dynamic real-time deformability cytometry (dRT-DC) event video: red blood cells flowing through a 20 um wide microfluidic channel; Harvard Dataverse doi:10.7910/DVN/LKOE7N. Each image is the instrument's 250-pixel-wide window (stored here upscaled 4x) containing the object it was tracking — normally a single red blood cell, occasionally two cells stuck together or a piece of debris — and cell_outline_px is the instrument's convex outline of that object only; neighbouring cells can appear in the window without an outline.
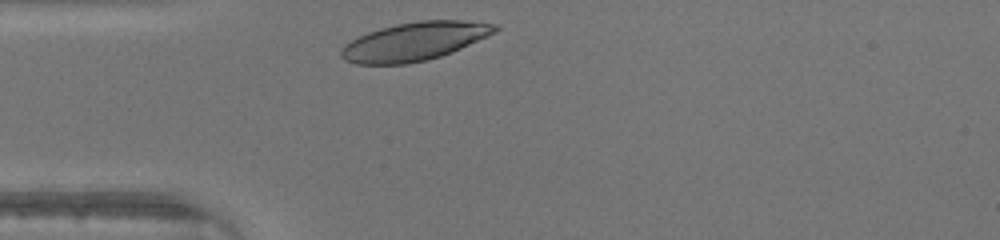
{"species": "human", "species_latin": "Homo sapiens", "temperature_condition": "warm", "stored_images_in_passage": 24, "camera_frame_rate_fps": 3000, "um_per_image_px": 0.085, "donor": {"sex": "male"}, "frame": {"image": 1, "passage_image": 1, "time_ms": 0.0, "image_size_px": [1000, 240], "cell_outline_px": [[500, 28], [496, 32], [488, 36], [452, 52], [428, 60], [408, 64], [356, 64], [344, 60], [340, 56], [340, 48], [348, 40], [368, 32], [380, 28], [396, 24], [420, 20], [460, 20], [496, 24]], "centroid_in_image_um": [35.19, 3.52], "position_along_channel_um": 49.8, "area_um2": 34.62}}
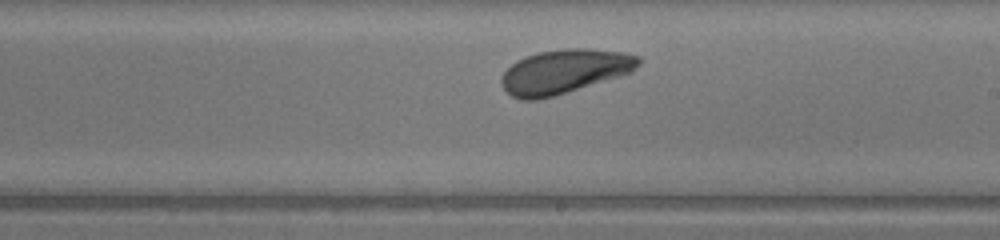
{"frame": {"image": 2, "passage_image": 15, "time_ms": 4.667, "image_size_px": [1000, 240], "cell_outline_px": [[640, 64], [632, 72], [620, 76], [552, 96], [536, 100], [520, 100], [512, 96], [504, 88], [500, 80], [504, 72], [516, 60], [540, 52], [564, 48], [588, 48], [624, 52], [640, 56]], "centroid_in_image_um": [47.99, 6.06], "position_along_channel_um": 241.0, "area_um2": 35.03}}
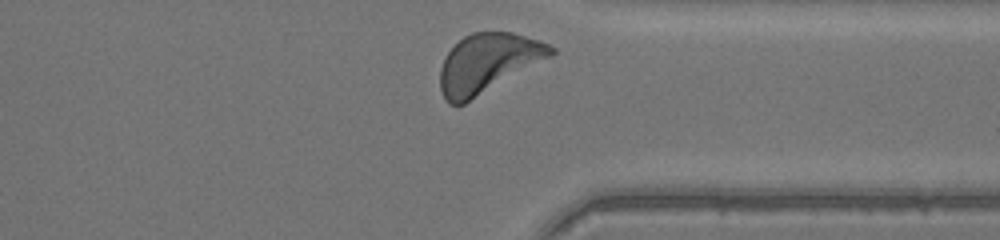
{"frame": {"image": 3, "passage_image": 24, "time_ms": 7.667, "image_size_px": [1000, 240], "cell_outline_px": [[556, 52], [552, 56], [464, 104], [448, 104], [444, 100], [440, 88], [440, 68], [448, 52], [464, 36], [472, 32], [512, 32], [540, 40], [556, 48]], "centroid_in_image_um": [41.47, 5.37], "position_along_channel_um": 369.9, "area_um2": 37.97}}